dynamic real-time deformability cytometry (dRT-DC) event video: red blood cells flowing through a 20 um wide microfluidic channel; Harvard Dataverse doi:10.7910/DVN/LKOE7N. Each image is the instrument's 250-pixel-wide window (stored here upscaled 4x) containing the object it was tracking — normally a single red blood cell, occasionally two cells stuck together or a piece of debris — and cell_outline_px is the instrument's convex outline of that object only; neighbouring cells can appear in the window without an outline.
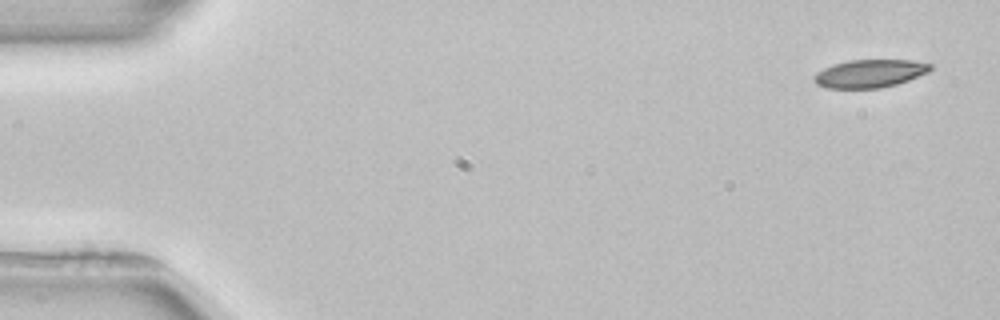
{"species": "common noctule bat (a hibernating species)", "species_latin": "Nyctalus noctula", "temperature_condition": "room temperature", "stored_images_in_passage": 6, "camera_frame_rate_fps": 3000, "um_per_image_px": 0.085, "animal": {"sex": "female", "body_mass_g": 22.7, "forearm_length_mm": 54.2}, "frame": {"image": 1, "passage_image": 1, "time_ms": 0.0, "image_size_px": [1000, 320], "cell_outline_px": [[932, 68], [928, 72], [908, 80], [896, 84], [880, 88], [828, 88], [816, 84], [812, 80], [812, 76], [816, 72], [832, 64], [848, 60], [912, 60], [932, 64]], "centroid_in_image_um": [73.89, 6.24], "position_along_channel_um": 11.1, "area_um2": 19.07}}
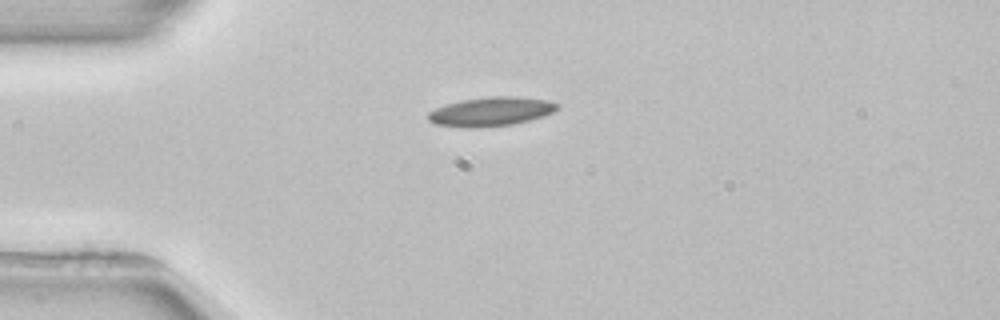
{"frame": {"image": 2, "passage_image": 4, "time_ms": 3.667, "image_size_px": [1000, 320], "cell_outline_px": [[560, 108], [544, 116], [512, 124], [480, 128], [460, 128], [436, 124], [428, 120], [428, 112], [436, 108], [448, 104], [464, 100], [488, 96], [516, 96], [544, 100], [560, 104]], "centroid_in_image_um": [41.73, 9.49], "position_along_channel_um": 43.3, "area_um2": 21.85}}